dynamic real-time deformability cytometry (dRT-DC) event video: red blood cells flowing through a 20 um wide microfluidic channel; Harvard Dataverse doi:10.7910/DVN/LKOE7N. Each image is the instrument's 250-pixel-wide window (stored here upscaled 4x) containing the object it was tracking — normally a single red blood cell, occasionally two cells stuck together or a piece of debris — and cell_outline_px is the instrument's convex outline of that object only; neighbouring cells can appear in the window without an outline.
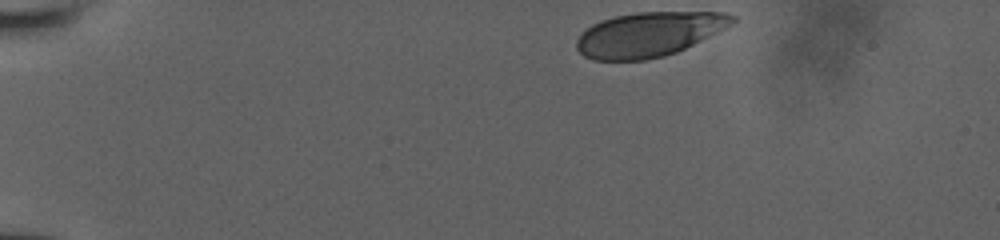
{"species": "human", "species_latin": "Homo sapiens", "temperature_condition": "room temperature", "stored_images_in_passage": 38, "camera_frame_rate_fps": 3000, "um_per_image_px": 0.085, "donor": {"sex": "male"}, "frame": {"image": 1, "passage_image": 1, "time_ms": 0.0, "image_size_px": [1000, 240], "cell_outline_px": [[736, 20], [732, 24], [676, 52], [664, 56], [644, 60], [592, 60], [584, 56], [576, 48], [576, 40], [580, 32], [592, 24], [600, 20], [616, 16], [636, 12], [728, 12], [736, 16]], "centroid_in_image_um": [55.11, 2.91], "position_along_channel_um": 29.9, "area_um2": 40.34}}
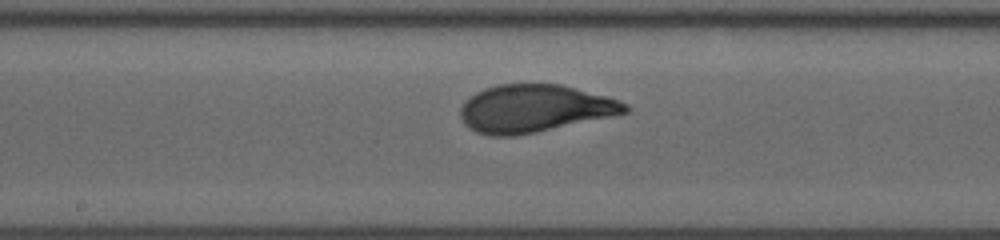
{"frame": {"image": 2, "passage_image": 22, "time_ms": 7.0, "image_size_px": [1000, 240], "cell_outline_px": [[632, 108], [628, 112], [612, 116], [536, 132], [516, 136], [492, 136], [476, 132], [468, 128], [464, 124], [460, 116], [460, 108], [464, 100], [476, 92], [484, 88], [496, 84], [560, 84], [604, 96], [628, 104]], "centroid_in_image_um": [45.37, 9.23], "position_along_channel_um": 202.8, "area_um2": 45.66}}
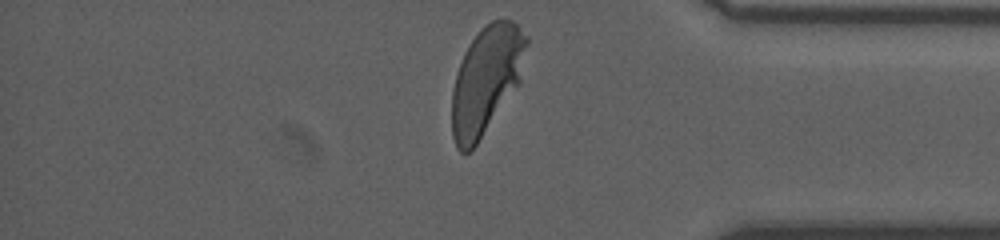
{"frame": {"image": 3, "passage_image": 38, "time_ms": 12.333, "image_size_px": [1000, 240], "cell_outline_px": [[528, 44], [520, 84], [476, 144], [468, 152], [460, 152], [456, 148], [452, 136], [452, 88], [456, 72], [464, 52], [480, 28], [484, 24], [492, 20], [504, 16], [512, 20], [528, 36]], "centroid_in_image_um": [41.35, 6.75], "position_along_channel_um": 393.9, "area_um2": 47.34}, "authors_computed_cell_mechanics": {"area_um2": 45.2863, "velocity_mm_per_s": 3.8661, "shape_relaxation_time_tau1_ms": 2.9477, "shape_relaxation_time_tau2_ms": null, "deformation_change_tau1": 0.1602, "deformation_change_tau2": null}}